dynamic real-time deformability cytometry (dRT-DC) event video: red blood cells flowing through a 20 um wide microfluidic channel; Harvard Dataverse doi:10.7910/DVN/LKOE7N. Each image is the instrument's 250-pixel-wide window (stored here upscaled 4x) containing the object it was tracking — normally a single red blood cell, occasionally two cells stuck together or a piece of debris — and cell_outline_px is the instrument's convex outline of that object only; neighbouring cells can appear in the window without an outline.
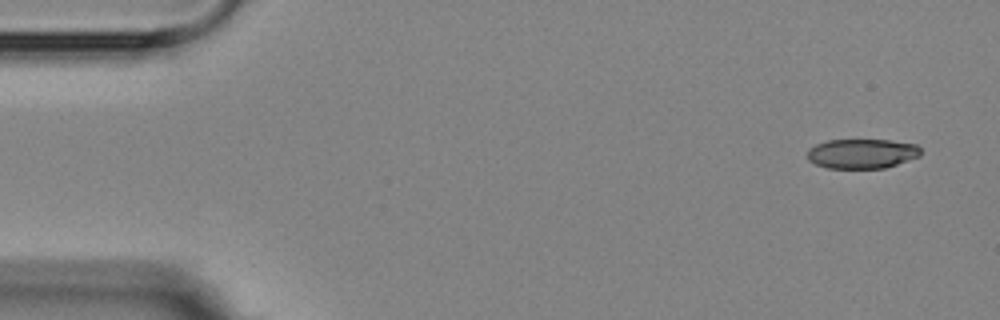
{"species": "Egyptian fruit bat (a non-hibernating species)", "species_latin": "Rousettus aegyptiacus", "temperature_condition": "room temperature", "stored_images_in_passage": 5, "camera_frame_rate_fps": 3000, "um_per_image_px": 0.085, "animal": {"sex": "female"}, "frame": {"image": 1, "passage_image": 1, "time_ms": 0.0, "image_size_px": [1000, 320], "cell_outline_px": [[920, 156], [884, 168], [828, 168], [816, 164], [808, 160], [808, 148], [816, 144], [828, 140], [888, 140], [916, 144], [920, 148]], "centroid_in_image_um": [73.25, 13.05], "position_along_channel_um": 11.8, "area_um2": 19.48}}
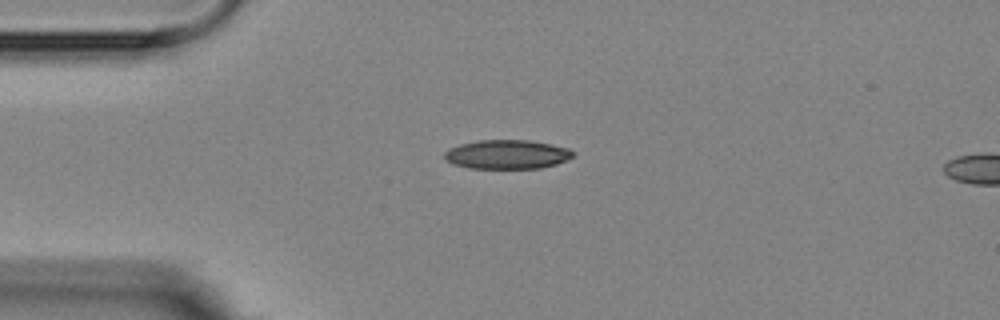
{"frame": {"image": 2, "passage_image": 3, "time_ms": 3.333, "image_size_px": [1000, 320], "cell_outline_px": [[572, 156], [556, 164], [540, 168], [468, 168], [452, 164], [444, 160], [444, 152], [448, 148], [460, 144], [480, 140], [528, 140], [568, 148], [572, 152]], "centroid_in_image_um": [43.01, 13.13], "position_along_channel_um": 42.0, "area_um2": 21.62}}
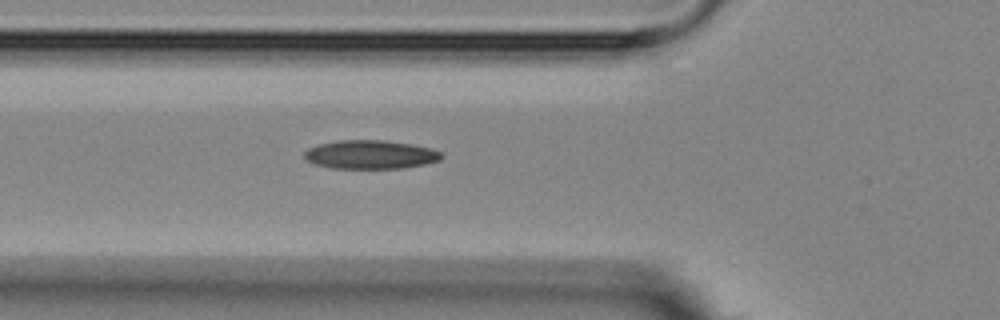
{"frame": {"image": 3, "passage_image": 5, "time_ms": 5.333, "image_size_px": [1000, 320], "cell_outline_px": [[444, 156], [440, 160], [424, 164], [400, 168], [328, 168], [304, 160], [304, 152], [308, 148], [320, 144], [336, 140], [384, 140], [412, 144], [432, 148], [440, 152]], "centroid_in_image_um": [31.47, 13.13], "position_along_channel_um": 94.3, "area_um2": 23.0}}